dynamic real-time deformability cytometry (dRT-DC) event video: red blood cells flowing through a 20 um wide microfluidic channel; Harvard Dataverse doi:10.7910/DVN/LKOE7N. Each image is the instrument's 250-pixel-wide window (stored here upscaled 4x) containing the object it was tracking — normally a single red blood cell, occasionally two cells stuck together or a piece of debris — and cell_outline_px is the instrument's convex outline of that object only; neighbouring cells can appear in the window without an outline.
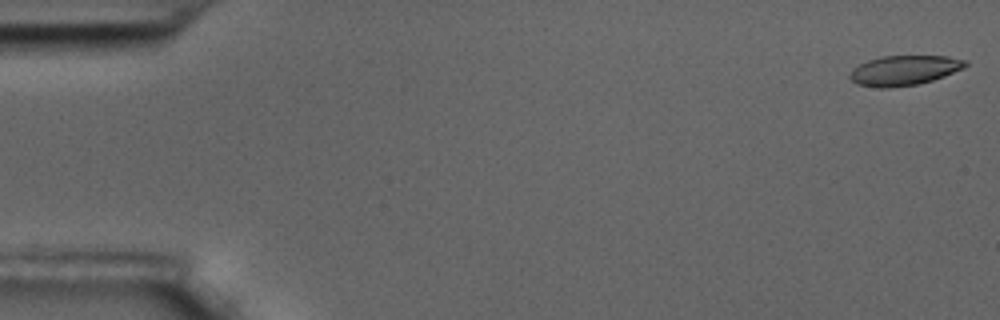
{"species": "common noctule bat (a hibernating species)", "species_latin": "Nyctalus noctula", "temperature_condition": "room temperature", "stored_images_in_passage": 17, "camera_frame_rate_fps": 3000, "um_per_image_px": 0.085, "animal": {"sex": "male", "body_mass_g": 17.5, "forearm_length_mm": 52.3}, "frame": {"image": 1, "passage_image": 1, "time_ms": 0.0, "image_size_px": [1000, 320], "cell_outline_px": [[968, 64], [964, 68], [944, 76], [932, 80], [916, 84], [888, 88], [880, 88], [856, 84], [848, 76], [852, 68], [868, 60], [880, 56], [948, 56], [968, 60]], "centroid_in_image_um": [76.85, 5.97], "position_along_channel_um": 8.1, "area_um2": 20.17}}
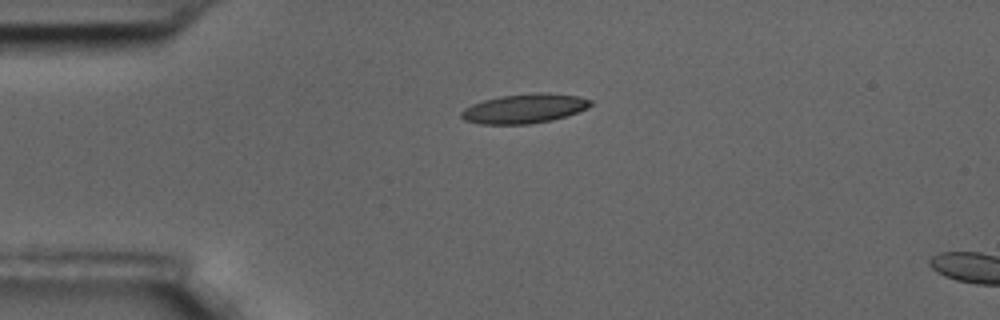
{"frame": {"image": 2, "passage_image": 14, "time_ms": 4.333, "image_size_px": [1000, 320], "cell_outline_px": [[592, 104], [588, 108], [552, 120], [528, 124], [480, 124], [464, 120], [460, 116], [460, 112], [464, 108], [472, 104], [484, 100], [500, 96], [532, 92], [548, 92], [580, 96], [592, 100]], "centroid_in_image_um": [44.57, 9.21], "position_along_channel_um": 40.4, "area_um2": 22.31}}